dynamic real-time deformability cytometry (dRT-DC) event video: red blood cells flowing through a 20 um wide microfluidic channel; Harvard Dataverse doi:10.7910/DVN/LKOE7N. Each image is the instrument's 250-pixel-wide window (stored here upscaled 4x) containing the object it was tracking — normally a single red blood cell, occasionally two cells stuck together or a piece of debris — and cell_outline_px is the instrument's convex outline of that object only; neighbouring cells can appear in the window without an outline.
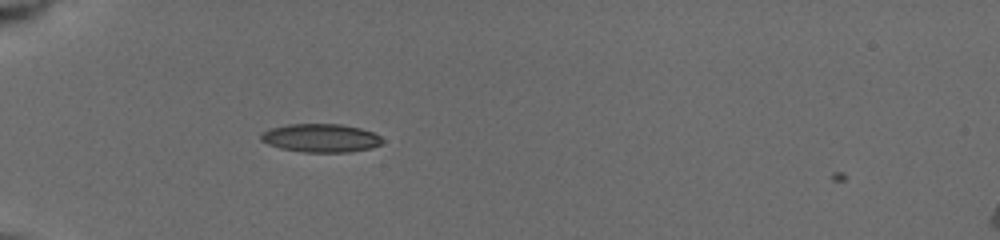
{"species": "common noctule bat (a hibernating species)", "species_latin": "Nyctalus noctula", "temperature_condition": "cold", "stored_images_in_passage": 4, "camera_frame_rate_fps": 3000, "um_per_image_px": 0.085, "animal": {"sex": "female", "body_mass_g": 19.5, "forearm_length_mm": 54.1}, "frame": {"image": 1, "passage_image": 3, "time_ms": 1.333, "image_size_px": [1000, 240], "cell_outline_px": [[384, 140], [380, 144], [372, 148], [348, 152], [304, 152], [280, 148], [268, 144], [260, 140], [260, 132], [268, 128], [288, 124], [340, 124], [360, 128], [372, 132], [380, 136]], "centroid_in_image_um": [27.23, 11.72], "position_along_channel_um": 57.8, "area_um2": 20.23}}